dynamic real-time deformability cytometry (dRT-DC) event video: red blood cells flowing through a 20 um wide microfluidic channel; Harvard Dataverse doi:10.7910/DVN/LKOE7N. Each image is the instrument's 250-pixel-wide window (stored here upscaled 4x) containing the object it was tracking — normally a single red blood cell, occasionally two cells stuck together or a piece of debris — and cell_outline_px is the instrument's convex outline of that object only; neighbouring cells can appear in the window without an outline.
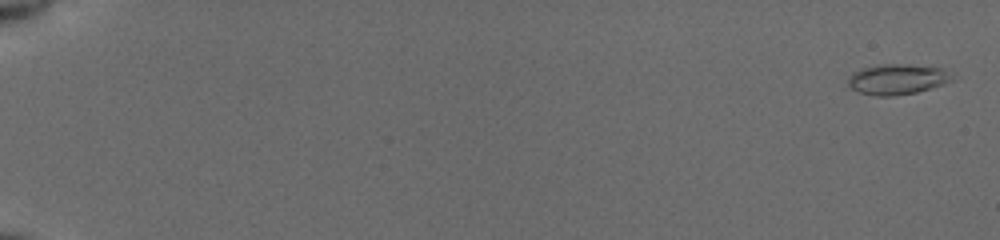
{"species": "common noctule bat (a hibernating species)", "species_latin": "Nyctalus noctula", "temperature_condition": "cold", "stored_images_in_passage": 9, "camera_frame_rate_fps": 3000, "um_per_image_px": 0.085, "animal": {"sex": "female", "body_mass_g": 19.5, "forearm_length_mm": 54.1}, "frame": {"image": 1, "passage_image": 2, "time_ms": 0.333, "image_size_px": [1000, 240], "cell_outline_px": [[952, 80], [944, 84], [916, 92], [892, 96], [876, 96], [860, 92], [852, 88], [848, 84], [848, 80], [852, 72], [864, 68], [884, 64], [908, 64], [940, 68]], "centroid_in_image_um": [76.2, 6.74], "position_along_channel_um": 8.8, "area_um2": 17.92}}